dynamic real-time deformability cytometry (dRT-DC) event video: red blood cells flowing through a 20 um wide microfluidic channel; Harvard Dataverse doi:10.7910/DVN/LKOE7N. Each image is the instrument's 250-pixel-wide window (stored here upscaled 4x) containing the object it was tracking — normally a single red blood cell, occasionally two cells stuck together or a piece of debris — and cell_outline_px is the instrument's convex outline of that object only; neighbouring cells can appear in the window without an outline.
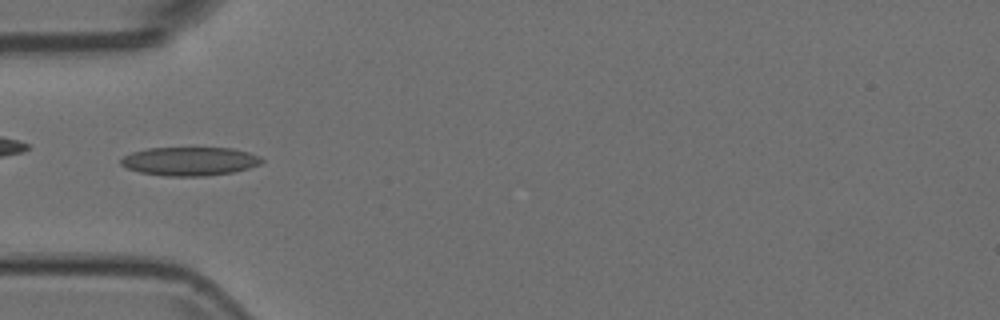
{"species": "Egyptian fruit bat (a non-hibernating species)", "species_latin": "Rousettus aegyptiacus", "temperature_condition": "room temperature", "stored_images_in_passage": 51, "camera_frame_rate_fps": 3000, "um_per_image_px": 0.085, "animal": {"sex": "female"}, "frame": {"image": 1, "passage_image": 15, "time_ms": 4.667, "image_size_px": [1000, 320], "cell_outline_px": [[264, 160], [260, 164], [248, 168], [232, 172], [208, 176], [164, 176], [140, 172], [128, 168], [120, 164], [120, 160], [124, 156], [132, 152], [148, 148], [232, 148], [248, 152], [260, 156]], "centroid_in_image_um": [16.13, 13.71], "position_along_channel_um": 68.9, "area_um2": 23.47}}
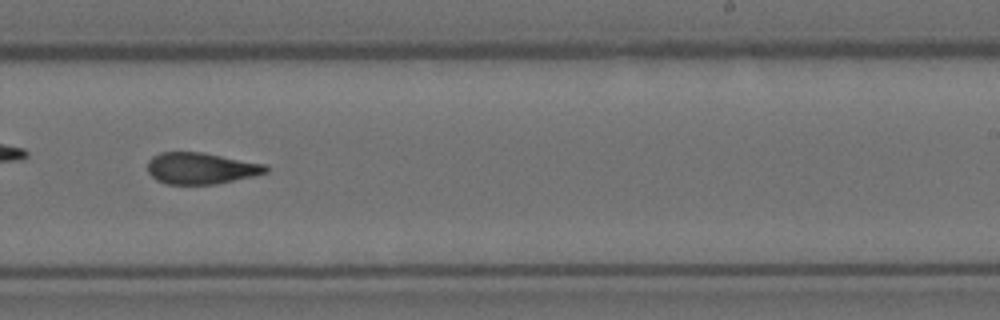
{"frame": {"image": 2, "passage_image": 31, "time_ms": 10.0, "image_size_px": [1000, 320], "cell_outline_px": [[268, 172], [252, 176], [216, 184], [164, 184], [156, 180], [148, 172], [148, 160], [152, 156], [160, 152], [200, 152], [268, 164]], "centroid_in_image_um": [17.07, 14.3], "position_along_channel_um": 271.9, "area_um2": 21.73}}
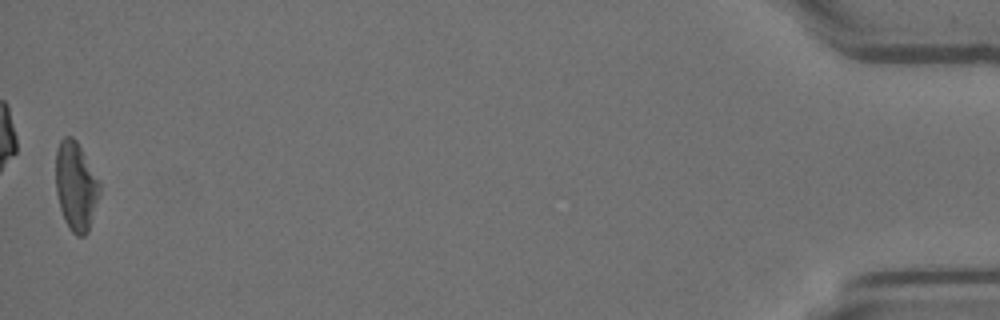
{"frame": {"image": 3, "passage_image": 51, "time_ms": 16.667, "image_size_px": [1000, 320], "cell_outline_px": [[100, 192], [88, 232], [84, 236], [76, 236], [68, 228], [64, 220], [60, 208], [56, 192], [56, 148], [60, 140], [64, 136], [72, 136], [76, 140], [100, 180]], "centroid_in_image_um": [6.45, 15.82], "position_along_channel_um": 428.8, "area_um2": 22.89}}